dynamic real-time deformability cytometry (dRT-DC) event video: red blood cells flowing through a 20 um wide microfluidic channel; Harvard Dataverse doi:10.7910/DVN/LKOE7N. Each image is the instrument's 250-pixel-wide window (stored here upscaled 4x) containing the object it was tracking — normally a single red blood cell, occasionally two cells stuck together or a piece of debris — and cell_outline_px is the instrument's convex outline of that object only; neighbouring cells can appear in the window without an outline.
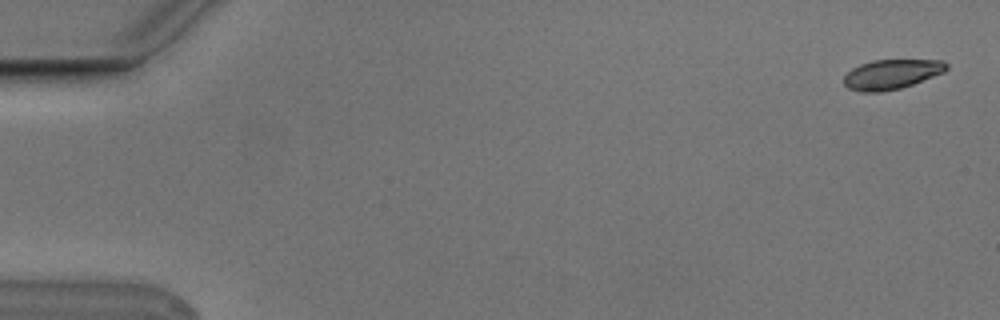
{"species": "Egyptian fruit bat (a non-hibernating species)", "species_latin": "Rousettus aegyptiacus", "temperature_condition": "cold", "stored_images_in_passage": 8, "camera_frame_rate_fps": 3000, "um_per_image_px": 0.085, "animal": {"sex": "male"}, "frame": {"image": 1, "passage_image": 1, "time_ms": 0.0, "image_size_px": [1000, 320], "cell_outline_px": [[948, 68], [944, 72], [912, 84], [900, 88], [880, 92], [864, 92], [848, 88], [844, 84], [844, 76], [852, 68], [860, 64], [872, 60], [944, 60], [948, 64]], "centroid_in_image_um": [75.78, 6.3], "position_along_channel_um": 9.2, "area_um2": 17.69}}
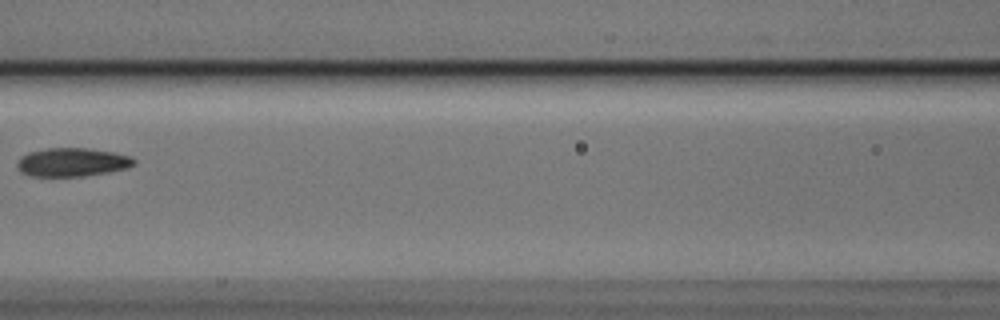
{"frame": {"image": 2, "passage_image": 7, "time_ms": 2.0, "image_size_px": [1000, 320], "cell_outline_px": [[136, 164], [128, 168], [108, 172], [80, 176], [32, 176], [20, 172], [16, 164], [20, 156], [28, 152], [48, 148], [88, 148], [112, 152], [132, 156], [136, 160]], "centroid_in_image_um": [6.14, 13.78], "position_along_channel_um": 160.5, "area_um2": 19.54}}
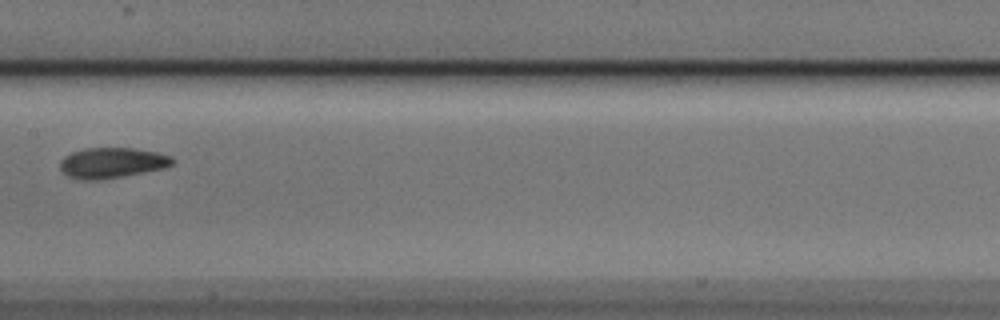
{"frame": {"image": 3, "passage_image": 8, "time_ms": 2.333, "image_size_px": [1000, 320], "cell_outline_px": [[176, 160], [172, 164], [164, 168], [120, 176], [96, 180], [84, 180], [68, 176], [60, 168], [60, 160], [64, 156], [72, 152], [84, 148], [132, 148], [156, 152], [172, 156]], "centroid_in_image_um": [9.51, 13.82], "position_along_channel_um": 197.9, "area_um2": 19.77}}